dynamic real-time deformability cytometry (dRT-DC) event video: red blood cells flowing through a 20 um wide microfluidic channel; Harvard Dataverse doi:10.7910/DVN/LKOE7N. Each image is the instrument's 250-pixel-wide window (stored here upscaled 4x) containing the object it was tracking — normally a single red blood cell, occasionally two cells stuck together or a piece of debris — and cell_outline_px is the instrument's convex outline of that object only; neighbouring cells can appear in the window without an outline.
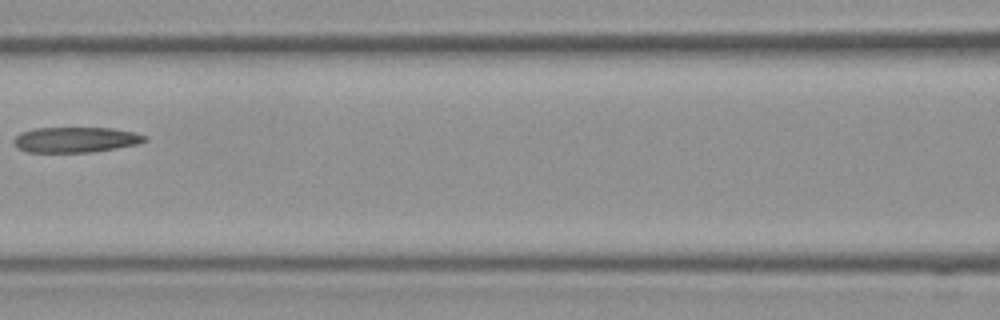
{"species": "Egyptian fruit bat (a non-hibernating species)", "species_latin": "Rousettus aegyptiacus", "temperature_condition": "room temperature", "stored_images_in_passage": 3, "camera_frame_rate_fps": 3000, "um_per_image_px": 0.085, "frame": {"image": 1, "passage_image": 3, "time_ms": 0.667, "image_size_px": [1000, 320], "cell_outline_px": [[148, 140], [140, 144], [92, 152], [24, 152], [16, 148], [12, 140], [20, 132], [36, 128], [112, 128], [136, 132], [148, 136]], "centroid_in_image_um": [6.44, 11.88], "position_along_channel_um": 160.2, "area_um2": 19.71}}